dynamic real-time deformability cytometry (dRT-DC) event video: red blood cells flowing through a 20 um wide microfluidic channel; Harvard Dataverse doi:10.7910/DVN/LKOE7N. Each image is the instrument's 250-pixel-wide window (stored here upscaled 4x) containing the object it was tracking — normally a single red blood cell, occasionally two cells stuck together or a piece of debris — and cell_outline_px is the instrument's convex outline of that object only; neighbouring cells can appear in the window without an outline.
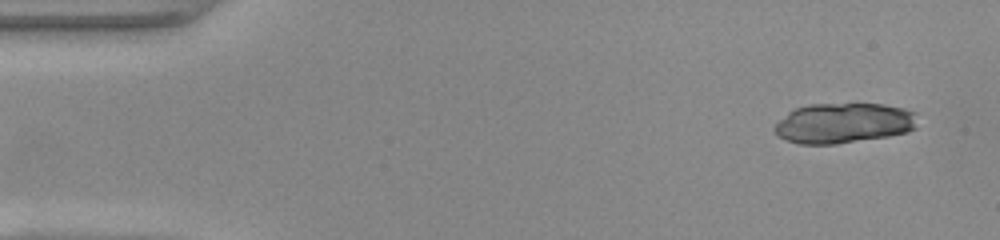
{"species": "common noctule bat (a hibernating species)", "species_latin": "Nyctalus noctula", "temperature_condition": "warm", "stored_images_in_passage": 14, "camera_frame_rate_fps": 3000, "um_per_image_px": 0.085, "animal": {"sex": "female", "body_mass_g": 22.0, "forearm_length_mm": 56.7}, "frame": {"image": 1, "passage_image": 1, "time_ms": 0.0, "image_size_px": [1000, 240], "cell_outline_px": [[916, 128], [908, 132], [888, 136], [836, 144], [800, 144], [776, 136], [772, 128], [788, 112], [796, 108], [812, 104], [884, 104], [904, 108], [916, 112]], "centroid_in_image_um": [71.72, 10.47], "position_along_channel_um": 13.3, "area_um2": 33.58}}